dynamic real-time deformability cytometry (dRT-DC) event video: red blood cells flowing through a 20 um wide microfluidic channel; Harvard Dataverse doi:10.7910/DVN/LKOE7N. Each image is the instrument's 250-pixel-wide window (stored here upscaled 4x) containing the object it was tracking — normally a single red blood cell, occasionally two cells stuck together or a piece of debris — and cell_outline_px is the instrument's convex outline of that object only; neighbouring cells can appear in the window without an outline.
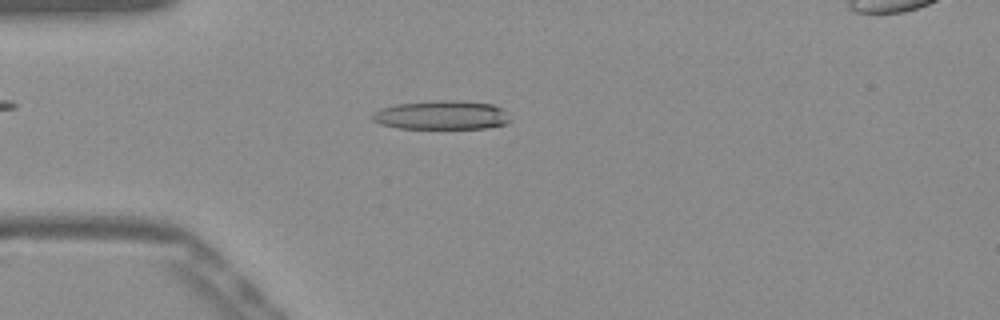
{"species": "Egyptian fruit bat (a non-hibernating species)", "species_latin": "Rousettus aegyptiacus", "temperature_condition": "warm", "stored_images_in_passage": 53, "camera_frame_rate_fps": 3000, "um_per_image_px": 0.085, "frame": {"image": 1, "passage_image": 14, "time_ms": 4.333, "image_size_px": [1000, 320], "cell_outline_px": [[512, 120], [508, 124], [484, 128], [400, 128], [380, 124], [372, 120], [372, 112], [380, 108], [396, 104], [440, 100], [452, 100], [492, 104], [500, 108]], "centroid_in_image_um": [37.51, 9.79], "position_along_channel_um": 47.5, "area_um2": 23.12}}
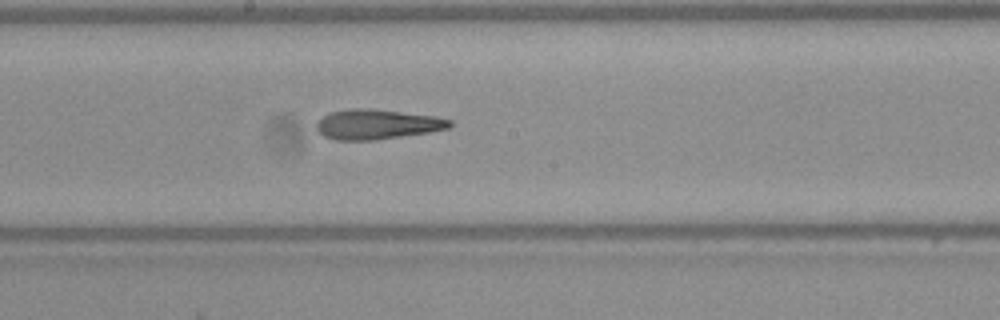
{"frame": {"image": 2, "passage_image": 28, "time_ms": 9.0, "image_size_px": [1000, 320], "cell_outline_px": [[452, 124], [448, 128], [428, 132], [376, 140], [336, 140], [324, 136], [316, 128], [316, 120], [332, 112], [352, 108], [368, 108], [436, 116], [452, 120]], "centroid_in_image_um": [32.04, 10.56], "position_along_channel_um": 216.2, "area_um2": 23.12}}
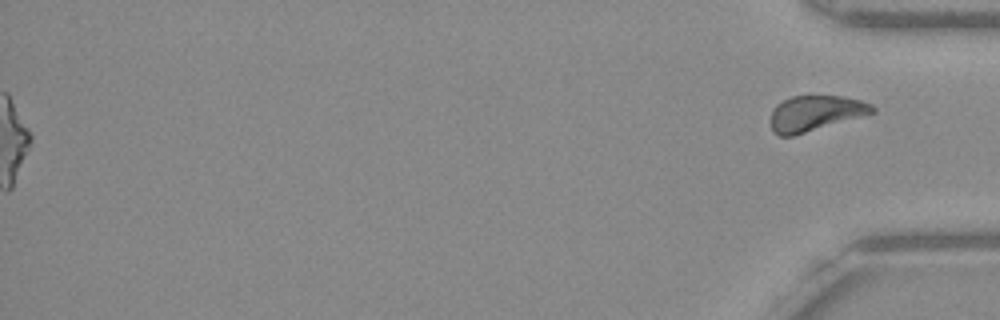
{"frame": {"image": 3, "passage_image": 53, "time_ms": 17.333, "image_size_px": [1000, 320], "cell_outline_px": [[876, 112], [792, 136], [780, 136], [772, 132], [768, 120], [772, 108], [776, 104], [792, 96], [840, 96], [860, 100], [872, 104], [876, 108]], "centroid_in_image_um": [69.24, 9.63], "position_along_channel_um": 366.0, "area_um2": 21.15}, "authors_computed_cell_mechanics": {"area_um2": 22.7154, "velocity_mm_per_s": 3.911, "shape_relaxation_time_tau1_ms": null, "shape_relaxation_time_tau2_ms": 4.1527, "deformation_change_tau1": null, "deformation_change_tau2": 0.1904}}